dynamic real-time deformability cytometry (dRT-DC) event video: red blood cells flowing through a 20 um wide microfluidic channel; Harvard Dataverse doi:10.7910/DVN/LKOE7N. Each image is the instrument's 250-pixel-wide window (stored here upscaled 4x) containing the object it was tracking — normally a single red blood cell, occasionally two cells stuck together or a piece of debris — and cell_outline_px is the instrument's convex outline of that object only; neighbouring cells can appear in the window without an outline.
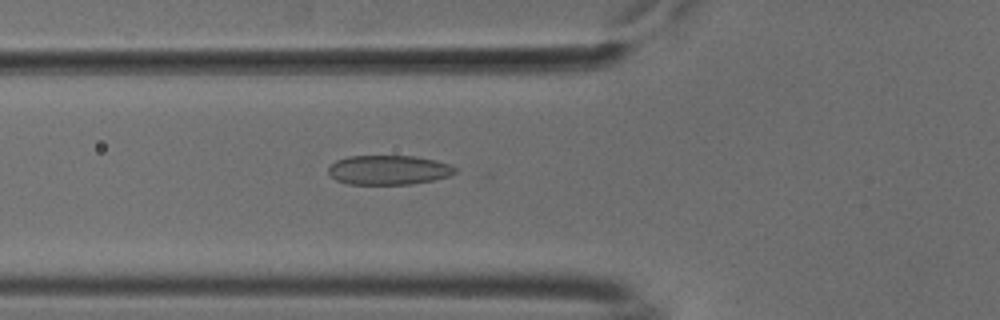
{"species": "common noctule bat (a hibernating species)", "species_latin": "Nyctalus noctula", "temperature_condition": "cold", "stored_images_in_passage": 39, "camera_frame_rate_fps": 3000, "um_per_image_px": 0.085, "animal": {"sex": "male", "body_mass_g": 18.8}, "frame": {"image": 1, "passage_image": 7, "time_ms": 2.0, "image_size_px": [1000, 320], "cell_outline_px": [[456, 172], [452, 176], [412, 184], [348, 184], [336, 180], [328, 172], [328, 168], [336, 160], [348, 156], [416, 156], [436, 160], [452, 164], [456, 168]], "centroid_in_image_um": [33.07, 14.44], "position_along_channel_um": 92.7, "area_um2": 21.91}}
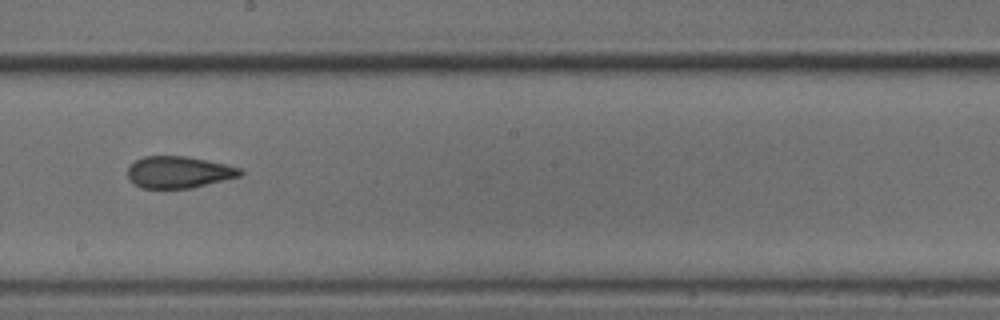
{"frame": {"image": 2, "passage_image": 18, "time_ms": 5.667, "image_size_px": [1000, 320], "cell_outline_px": [[244, 172], [240, 176], [192, 188], [140, 188], [128, 176], [128, 168], [136, 160], [144, 156], [188, 156], [224, 164], [240, 168]], "centroid_in_image_um": [15.21, 14.63], "position_along_channel_um": 233.0, "area_um2": 20.63}}
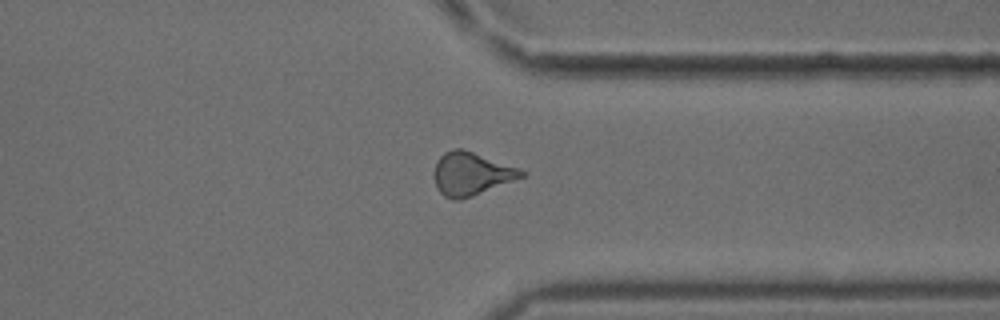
{"frame": {"image": 3, "passage_image": 29, "time_ms": 9.333, "image_size_px": [1000, 320], "cell_outline_px": [[528, 176], [472, 196], [460, 200], [452, 200], [444, 196], [436, 188], [432, 176], [436, 160], [444, 152], [452, 148], [460, 148], [520, 168], [528, 172]], "centroid_in_image_um": [40.06, 14.78], "position_along_channel_um": 371.3, "area_um2": 22.37}}